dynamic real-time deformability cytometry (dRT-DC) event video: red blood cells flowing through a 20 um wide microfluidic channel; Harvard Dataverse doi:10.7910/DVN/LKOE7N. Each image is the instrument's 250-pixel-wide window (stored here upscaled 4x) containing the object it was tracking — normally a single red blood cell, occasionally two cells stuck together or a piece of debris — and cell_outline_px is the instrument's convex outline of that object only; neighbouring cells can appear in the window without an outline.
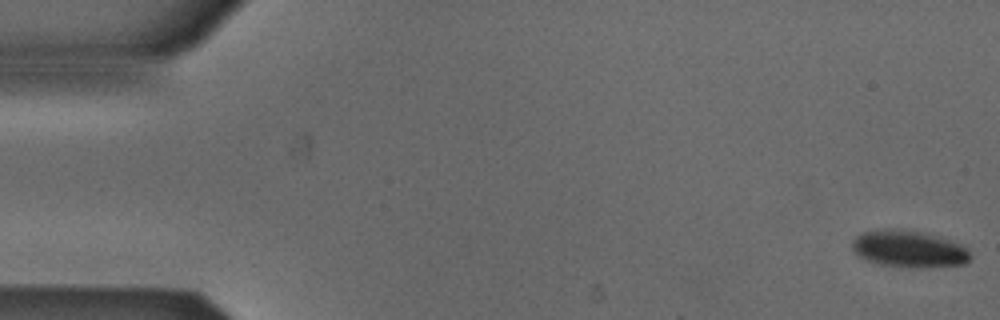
{"species": "Egyptian fruit bat (a non-hibernating species)", "species_latin": "Rousettus aegyptiacus", "temperature_condition": "cold", "stored_images_in_passage": 13, "camera_frame_rate_fps": 3000, "um_per_image_px": 0.085, "animal": {"sex": "male"}, "frame": {"image": 1, "passage_image": 1, "time_ms": 0.0, "image_size_px": [1000, 320], "cell_outline_px": [[972, 256], [964, 264], [920, 268], [916, 268], [880, 264], [864, 260], [856, 256], [852, 252], [852, 240], [860, 232], [884, 228], [900, 228], [924, 232], [940, 236], [960, 244], [968, 248]], "centroid_in_image_um": [77.21, 21.14], "position_along_channel_um": 7.8, "area_um2": 26.07}}